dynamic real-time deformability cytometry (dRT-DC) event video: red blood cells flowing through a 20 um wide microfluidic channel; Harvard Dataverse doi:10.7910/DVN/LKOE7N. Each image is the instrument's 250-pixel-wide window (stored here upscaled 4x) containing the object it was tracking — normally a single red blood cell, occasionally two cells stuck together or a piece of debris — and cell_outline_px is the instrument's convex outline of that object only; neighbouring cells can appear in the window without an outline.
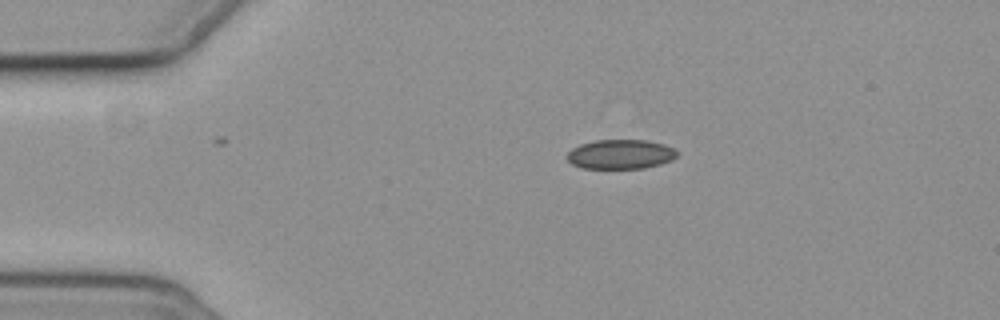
{"species": "common noctule bat (a hibernating species)", "species_latin": "Nyctalus noctula", "temperature_condition": "cold", "stored_images_in_passage": 4, "camera_frame_rate_fps": 3000, "um_per_image_px": 0.085, "animal": {"sex": "female", "body_mass_g": 19.3, "forearm_length_mm": 54.1}, "frame": {"image": 1, "passage_image": 1, "time_ms": 0.0, "image_size_px": [1000, 320], "cell_outline_px": [[676, 156], [672, 160], [660, 164], [644, 168], [584, 168], [572, 164], [564, 156], [572, 148], [580, 144], [596, 140], [648, 140], [664, 144], [676, 148]], "centroid_in_image_um": [52.74, 13.1], "position_along_channel_um": 32.3, "area_um2": 18.96}}
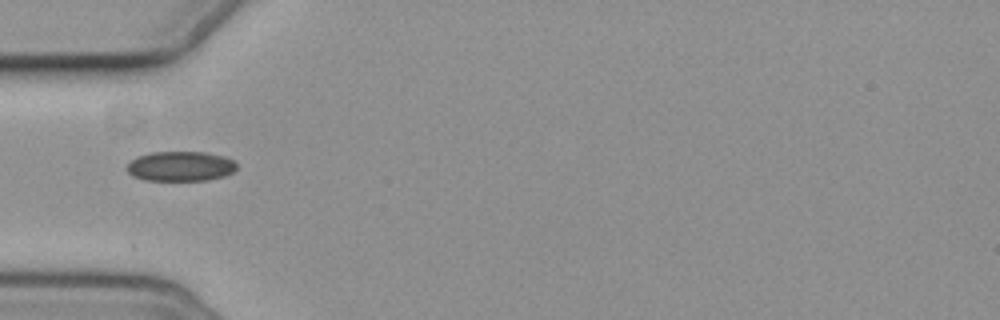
{"frame": {"image": 2, "passage_image": 3, "time_ms": 2.333, "image_size_px": [1000, 320], "cell_outline_px": [[236, 168], [232, 172], [224, 176], [208, 180], [144, 180], [132, 176], [124, 168], [136, 156], [152, 152], [204, 152], [224, 156], [232, 160], [236, 164]], "centroid_in_image_um": [15.3, 14.13], "position_along_channel_um": 69.7, "area_um2": 19.13}}
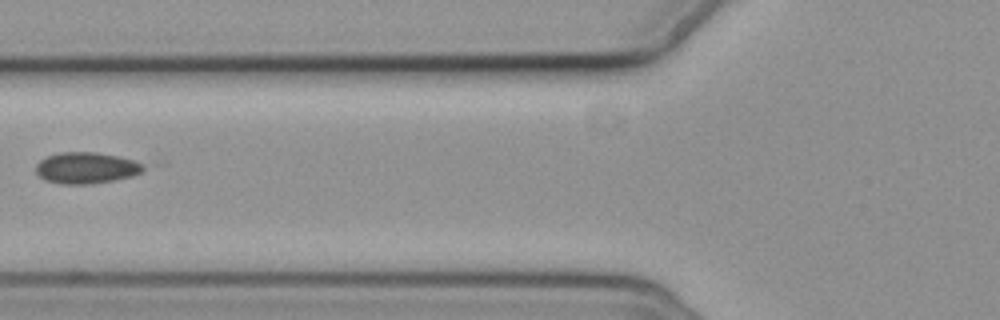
{"frame": {"image": 3, "passage_image": 4, "time_ms": 3.667, "image_size_px": [1000, 320], "cell_outline_px": [[144, 168], [140, 172], [132, 176], [92, 184], [60, 184], [44, 180], [36, 172], [36, 164], [40, 160], [48, 156], [60, 152], [96, 152], [116, 156], [132, 160], [140, 164]], "centroid_in_image_um": [7.26, 14.28], "position_along_channel_um": 118.5, "area_um2": 19.36}}